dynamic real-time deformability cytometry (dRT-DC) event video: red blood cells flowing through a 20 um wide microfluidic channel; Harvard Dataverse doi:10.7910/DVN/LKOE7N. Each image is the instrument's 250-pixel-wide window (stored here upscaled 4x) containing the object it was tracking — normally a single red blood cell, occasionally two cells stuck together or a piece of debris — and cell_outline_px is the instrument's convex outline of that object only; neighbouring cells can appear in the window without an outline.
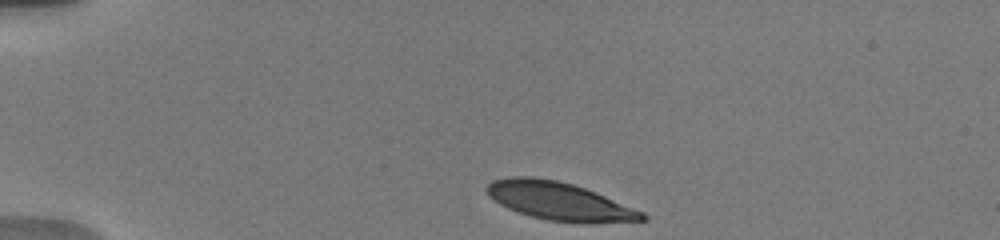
{"species": "human", "species_latin": "Homo sapiens", "temperature_condition": "warm", "stored_images_in_passage": 11, "camera_frame_rate_fps": 3000, "um_per_image_px": 0.085, "donor": {"sex": "male"}, "frame": {"image": 1, "passage_image": 1, "time_ms": 0.0, "image_size_px": [1000, 240], "cell_outline_px": [[648, 220], [588, 224], [548, 220], [532, 216], [508, 208], [500, 204], [488, 196], [484, 188], [492, 180], [508, 176], [532, 176], [556, 180], [572, 184], [596, 192], [644, 212], [648, 216]], "centroid_in_image_um": [47.55, 17.1], "position_along_channel_um": 37.4, "area_um2": 34.68}}
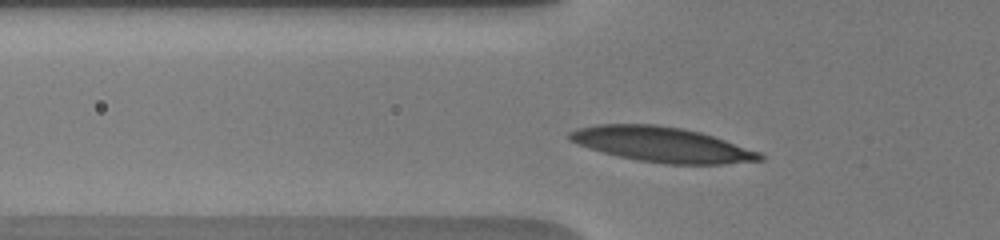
{"frame": {"image": 2, "passage_image": 7, "time_ms": 2.333, "image_size_px": [1000, 240], "cell_outline_px": [[764, 160], [724, 164], [664, 164], [640, 160], [620, 156], [604, 152], [576, 144], [568, 140], [568, 132], [576, 128], [596, 124], [656, 124], [684, 128], [700, 132], [760, 152], [764, 156]], "centroid_in_image_um": [56.24, 12.27], "position_along_channel_um": 69.6, "area_um2": 38.78}}
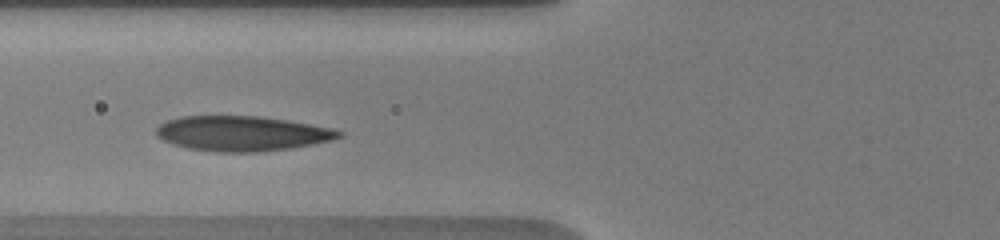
{"frame": {"image": 3, "passage_image": 10, "time_ms": 3.333, "image_size_px": [1000, 240], "cell_outline_px": [[344, 136], [332, 140], [292, 148], [256, 152], [216, 152], [188, 148], [164, 140], [156, 136], [156, 128], [160, 124], [168, 120], [180, 116], [260, 116], [288, 120], [328, 128], [344, 132]], "centroid_in_image_um": [20.57, 11.34], "position_along_channel_um": 105.2, "area_um2": 37.11}}